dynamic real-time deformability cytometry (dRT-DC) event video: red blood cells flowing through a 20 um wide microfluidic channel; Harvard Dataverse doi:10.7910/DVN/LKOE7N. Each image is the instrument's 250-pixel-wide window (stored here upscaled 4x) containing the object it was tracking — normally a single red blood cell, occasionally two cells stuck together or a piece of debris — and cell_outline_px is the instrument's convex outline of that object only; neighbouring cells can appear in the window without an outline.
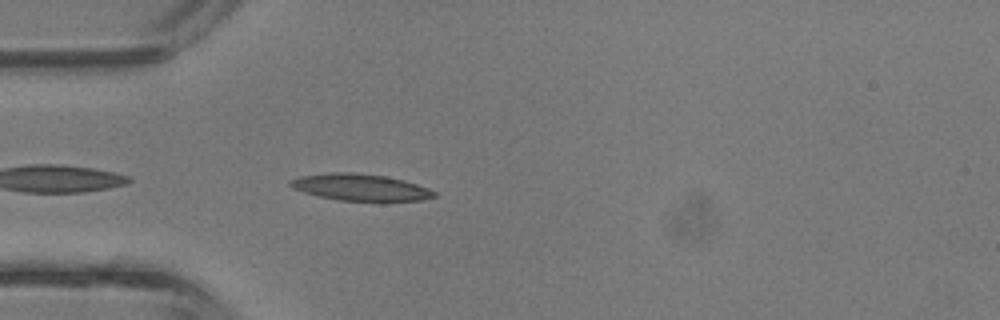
{"species": "common noctule bat (a hibernating species)", "species_latin": "Nyctalus noctula", "temperature_condition": "room temperature", "stored_images_in_passage": 32, "camera_frame_rate_fps": 3000, "um_per_image_px": 0.085, "animal": {"sex": "male", "body_mass_g": 13.3}, "frame": {"image": 1, "passage_image": 2, "time_ms": 0.333, "image_size_px": [1000, 320], "cell_outline_px": [[436, 196], [420, 200], [380, 204], [340, 200], [316, 196], [292, 188], [288, 184], [292, 180], [300, 176], [332, 172], [352, 172], [384, 176], [404, 180], [428, 188], [436, 192]], "centroid_in_image_um": [30.68, 15.97], "position_along_channel_um": 54.3, "area_um2": 23.18}}
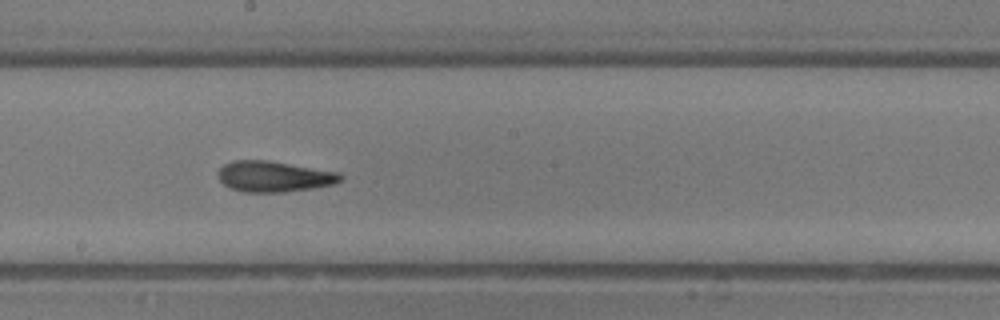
{"frame": {"image": 2, "passage_image": 13, "time_ms": 4.0, "image_size_px": [1000, 320], "cell_outline_px": [[344, 176], [340, 180], [332, 184], [312, 188], [284, 192], [244, 192], [232, 188], [224, 184], [220, 180], [216, 172], [224, 164], [232, 160], [268, 160], [340, 172]], "centroid_in_image_um": [23.27, 14.99], "position_along_channel_um": 224.9, "area_um2": 21.96}}
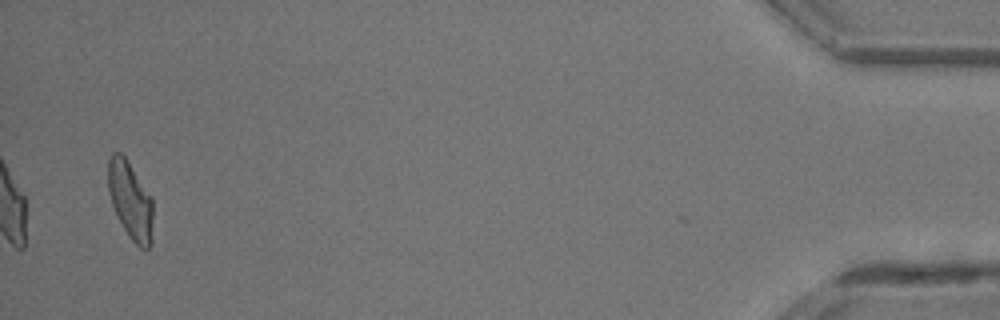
{"frame": {"image": 3, "passage_image": 31, "time_ms": 10.0, "image_size_px": [1000, 320], "cell_outline_px": [[152, 244], [148, 248], [140, 248], [132, 240], [124, 228], [112, 204], [108, 192], [108, 160], [112, 152], [120, 152], [124, 156], [152, 196]], "centroid_in_image_um": [11.09, 17.01], "position_along_channel_um": 424.1, "area_um2": 20.17}, "authors_computed_cell_mechanics": {"area_um2": 20.9236, "velocity_mm_per_s": 4.8338, "shape_relaxation_time_tau1_ms": 4.9259, "shape_relaxation_time_tau2_ms": 2.7237, "deformation_change_tau1": 0.1519, "deformation_change_tau2": 0.1135}}